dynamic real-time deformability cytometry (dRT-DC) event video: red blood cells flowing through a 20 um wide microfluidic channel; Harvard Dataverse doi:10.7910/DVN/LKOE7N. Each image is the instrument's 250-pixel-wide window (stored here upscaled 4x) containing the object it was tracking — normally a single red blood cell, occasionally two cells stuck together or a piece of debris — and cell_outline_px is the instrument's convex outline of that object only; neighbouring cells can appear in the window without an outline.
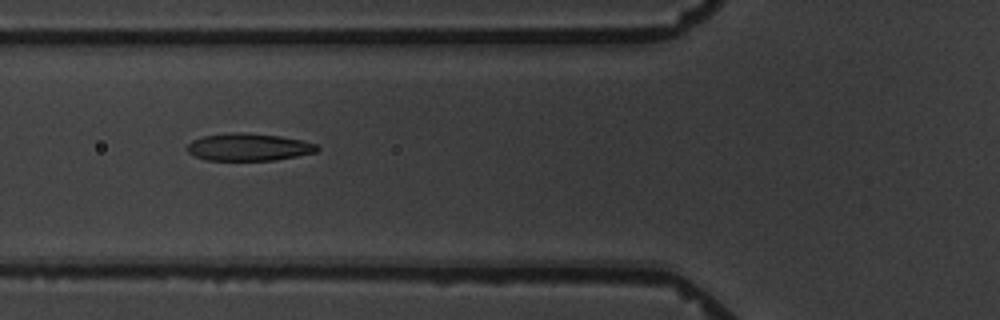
{"species": "common noctule bat (a hibernating species)", "species_latin": "Nyctalus noctula", "temperature_condition": "warm", "stored_images_in_passage": 6, "camera_frame_rate_fps": 3000, "um_per_image_px": 0.085, "animal": {"sex": "male", "body_mass_g": 19.5, "forearm_length_mm": 54.6}, "frame": {"image": 1, "passage_image": 5, "time_ms": 6.0, "image_size_px": [1000, 320], "cell_outline_px": [[320, 148], [316, 152], [276, 160], [204, 160], [188, 152], [184, 148], [192, 140], [204, 136], [232, 132], [240, 132], [280, 136], [304, 140], [316, 144]], "centroid_in_image_um": [21.13, 12.5], "position_along_channel_um": 104.7, "area_um2": 20.81}}
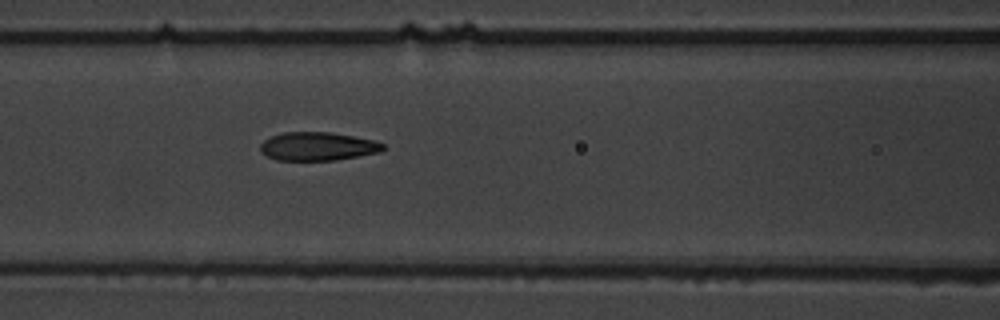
{"frame": {"image": 2, "passage_image": 6, "time_ms": 7.0, "image_size_px": [1000, 320], "cell_outline_px": [[384, 148], [380, 152], [336, 160], [276, 160], [260, 152], [260, 144], [264, 140], [272, 136], [284, 132], [332, 132], [376, 140], [384, 144]], "centroid_in_image_um": [27.01, 12.43], "position_along_channel_um": 139.6, "area_um2": 20.4}}